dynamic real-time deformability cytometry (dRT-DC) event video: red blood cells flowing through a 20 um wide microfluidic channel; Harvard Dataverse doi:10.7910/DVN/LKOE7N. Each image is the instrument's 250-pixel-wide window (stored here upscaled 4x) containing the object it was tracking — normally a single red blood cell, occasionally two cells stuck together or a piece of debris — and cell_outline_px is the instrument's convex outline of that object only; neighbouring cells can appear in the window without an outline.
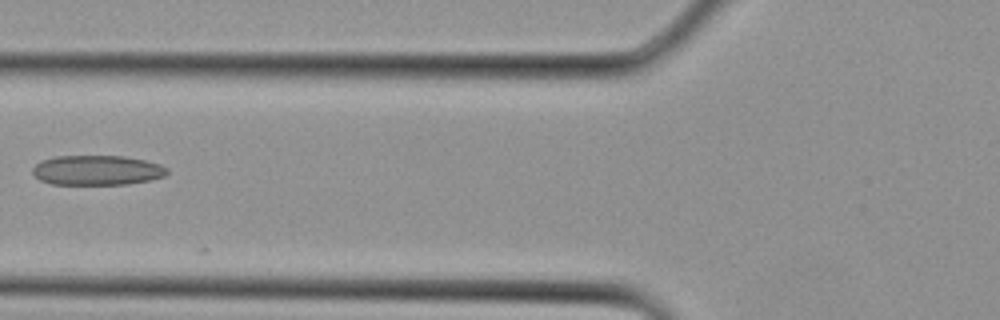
{"species": "Egyptian fruit bat (a non-hibernating species)", "species_latin": "Rousettus aegyptiacus", "temperature_condition": "cold", "stored_images_in_passage": 2, "camera_frame_rate_fps": 3000, "um_per_image_px": 0.085, "animal": {"sex": "female"}, "frame": {"image": 1, "passage_image": 2, "time_ms": 0.333, "image_size_px": [1000, 320], "cell_outline_px": [[168, 172], [164, 176], [152, 180], [128, 184], [52, 184], [40, 180], [32, 172], [32, 168], [40, 160], [56, 156], [124, 156], [144, 160], [160, 164], [168, 168]], "centroid_in_image_um": [8.26, 14.47], "position_along_channel_um": 117.5, "area_um2": 23.47}}